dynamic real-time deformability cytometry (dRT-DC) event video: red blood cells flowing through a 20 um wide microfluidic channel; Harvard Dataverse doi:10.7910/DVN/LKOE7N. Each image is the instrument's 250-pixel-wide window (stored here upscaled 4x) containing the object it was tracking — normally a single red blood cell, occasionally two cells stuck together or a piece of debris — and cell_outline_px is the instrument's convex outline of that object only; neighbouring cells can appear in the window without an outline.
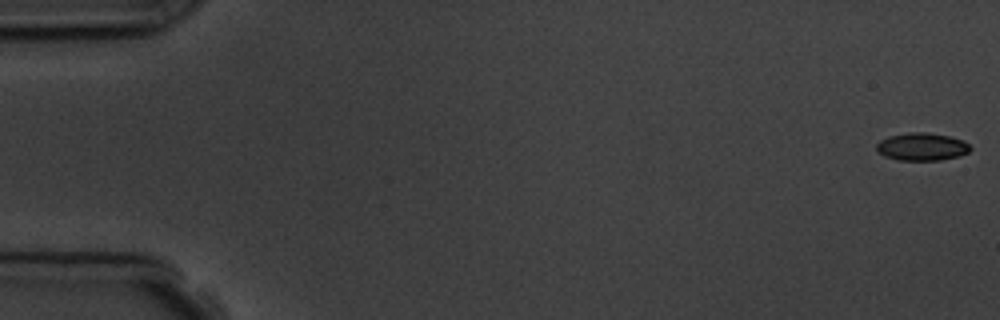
{"species": "common noctule bat (a hibernating species)", "species_latin": "Nyctalus noctula", "temperature_condition": "room temperature", "stored_images_in_passage": 6, "segment_of_instrument_passage": [2, 2], "camera_frame_rate_fps": 3000, "um_per_image_px": 0.085, "animal": {"sex": "male", "body_mass_g": 19.5, "forearm_length_mm": 54.6}, "frame": {"image": 1, "passage_image": 6, "time_ms": 6.667, "image_size_px": [1000, 320], "cell_outline_px": [[972, 148], [968, 152], [960, 156], [940, 160], [896, 160], [884, 156], [876, 152], [876, 144], [880, 140], [888, 136], [908, 132], [928, 132], [948, 136], [964, 140]], "centroid_in_image_um": [78.34, 12.47], "position_along_channel_um": 6.7, "area_um2": 15.37}}